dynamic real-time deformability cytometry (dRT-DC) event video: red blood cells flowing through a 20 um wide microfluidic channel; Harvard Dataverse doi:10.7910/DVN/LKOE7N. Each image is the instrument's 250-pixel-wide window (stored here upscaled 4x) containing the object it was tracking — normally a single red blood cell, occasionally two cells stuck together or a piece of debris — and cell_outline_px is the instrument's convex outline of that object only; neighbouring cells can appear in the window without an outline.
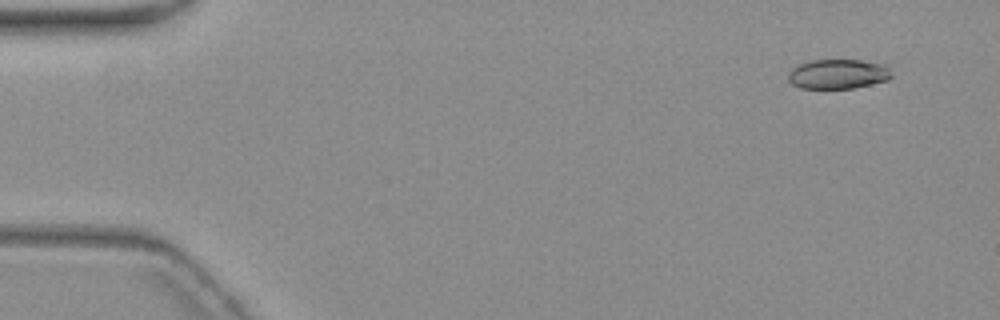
{"species": "common noctule bat (a hibernating species)", "species_latin": "Nyctalus noctula", "temperature_condition": "warm", "stored_images_in_passage": 5, "camera_frame_rate_fps": 3000, "um_per_image_px": 0.085, "animal": {"sex": "female", "body_mass_g": 19.3, "forearm_length_mm": 54.1}, "frame": {"image": 1, "passage_image": 1, "time_ms": 0.0, "image_size_px": [1000, 320], "cell_outline_px": [[892, 76], [888, 80], [852, 88], [800, 88], [792, 84], [788, 80], [788, 72], [792, 68], [800, 64], [812, 60], [860, 60], [884, 64], [888, 68]], "centroid_in_image_um": [71.21, 6.29], "position_along_channel_um": 13.8, "area_um2": 17.74}}
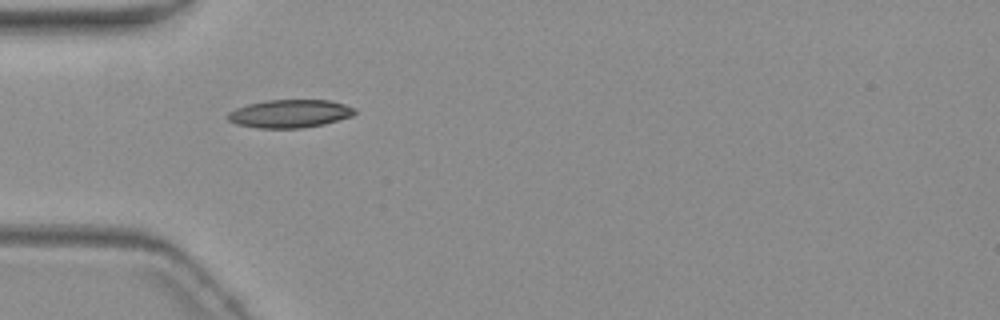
{"frame": {"image": 2, "passage_image": 4, "time_ms": 4.667, "image_size_px": [1000, 320], "cell_outline_px": [[356, 112], [352, 116], [324, 124], [300, 128], [256, 128], [236, 124], [228, 120], [228, 112], [236, 108], [248, 104], [268, 100], [328, 100], [344, 104], [356, 108]], "centroid_in_image_um": [24.63, 9.66], "position_along_channel_um": 60.4, "area_um2": 20.75}}
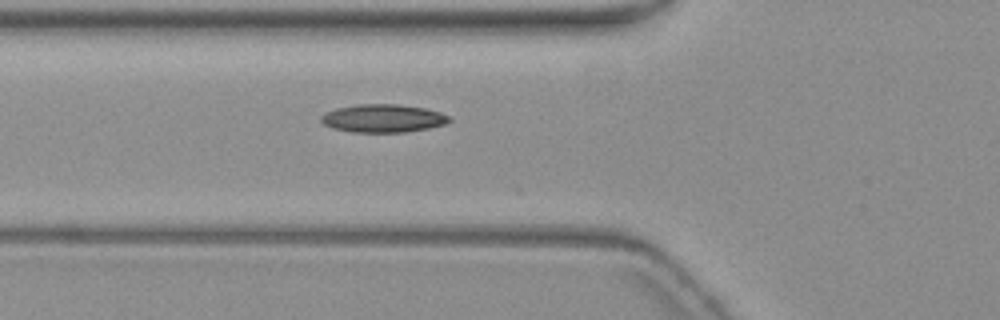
{"frame": {"image": 3, "passage_image": 5, "time_ms": 5.667, "image_size_px": [1000, 320], "cell_outline_px": [[452, 120], [444, 124], [428, 128], [404, 132], [352, 132], [332, 128], [324, 124], [320, 120], [320, 116], [324, 112], [336, 108], [356, 104], [400, 104], [424, 108], [440, 112], [448, 116]], "centroid_in_image_um": [32.52, 10.05], "position_along_channel_um": 93.3, "area_um2": 21.04}}